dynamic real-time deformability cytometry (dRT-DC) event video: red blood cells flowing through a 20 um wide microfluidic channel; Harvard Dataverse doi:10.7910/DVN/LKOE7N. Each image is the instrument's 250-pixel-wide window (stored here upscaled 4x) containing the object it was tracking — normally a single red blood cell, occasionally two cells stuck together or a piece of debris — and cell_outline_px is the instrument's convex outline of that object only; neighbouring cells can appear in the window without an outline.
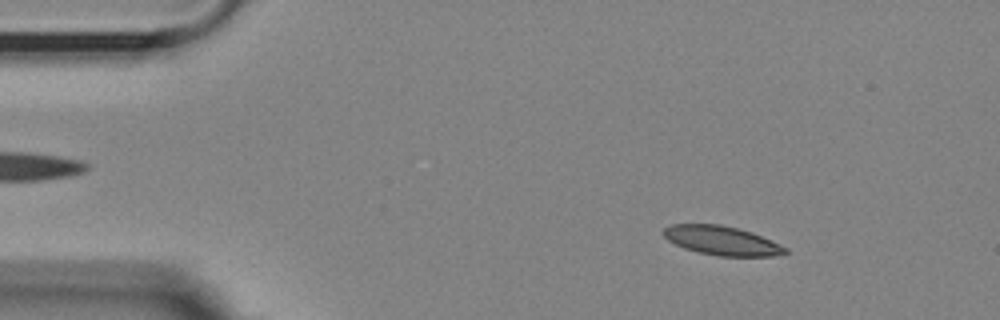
{"species": "Egyptian fruit bat (a non-hibernating species)", "species_latin": "Rousettus aegyptiacus", "temperature_condition": "room temperature", "stored_images_in_passage": 13, "camera_frame_rate_fps": 3000, "um_per_image_px": 0.085, "animal": {"sex": "female"}, "frame": {"image": 1, "passage_image": 4, "time_ms": 1.0, "image_size_px": [1000, 320], "cell_outline_px": [[788, 252], [772, 256], [720, 256], [696, 252], [684, 248], [668, 240], [660, 232], [664, 228], [672, 224], [720, 224], [752, 232], [788, 248]], "centroid_in_image_um": [61.32, 20.45], "position_along_channel_um": 23.7, "area_um2": 20.58}}
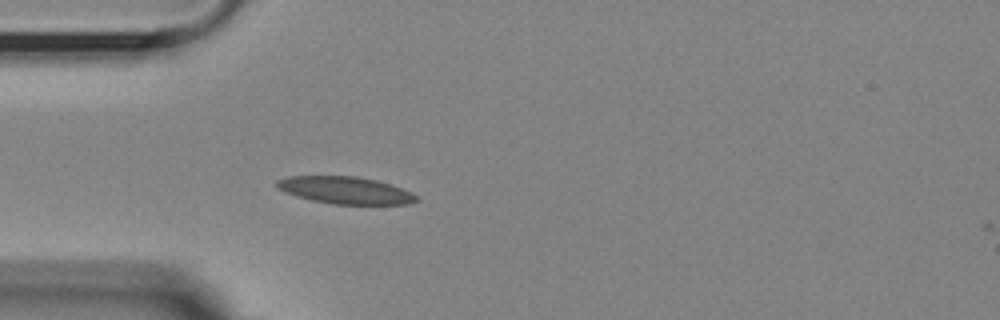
{"frame": {"image": 2, "passage_image": 12, "time_ms": 3.667, "image_size_px": [1000, 320], "cell_outline_px": [[416, 200], [408, 204], [332, 204], [312, 200], [296, 196], [284, 192], [276, 188], [276, 180], [288, 176], [356, 176], [376, 180], [412, 192], [416, 196]], "centroid_in_image_um": [29.28, 16.17], "position_along_channel_um": 55.7, "area_um2": 21.96}}